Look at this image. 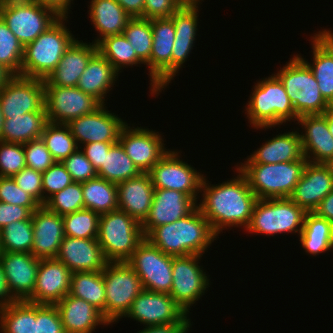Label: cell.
I'll list each match as a JSON object with an SVG mask.
<instances>
[{
  "label": "cell",
  "mask_w": 333,
  "mask_h": 333,
  "mask_svg": "<svg viewBox=\"0 0 333 333\" xmlns=\"http://www.w3.org/2000/svg\"><path fill=\"white\" fill-rule=\"evenodd\" d=\"M235 171V178L215 185L205 176L201 185L202 198L197 207L218 236L232 227L246 229L257 201L246 177L236 167Z\"/></svg>",
  "instance_id": "cell-1"
},
{
  "label": "cell",
  "mask_w": 333,
  "mask_h": 333,
  "mask_svg": "<svg viewBox=\"0 0 333 333\" xmlns=\"http://www.w3.org/2000/svg\"><path fill=\"white\" fill-rule=\"evenodd\" d=\"M33 239L31 217L12 222L0 230V252L31 253Z\"/></svg>",
  "instance_id": "cell-44"
},
{
  "label": "cell",
  "mask_w": 333,
  "mask_h": 333,
  "mask_svg": "<svg viewBox=\"0 0 333 333\" xmlns=\"http://www.w3.org/2000/svg\"><path fill=\"white\" fill-rule=\"evenodd\" d=\"M69 294L93 305L105 319L106 295L102 271L73 272Z\"/></svg>",
  "instance_id": "cell-38"
},
{
  "label": "cell",
  "mask_w": 333,
  "mask_h": 333,
  "mask_svg": "<svg viewBox=\"0 0 333 333\" xmlns=\"http://www.w3.org/2000/svg\"><path fill=\"white\" fill-rule=\"evenodd\" d=\"M202 256L187 255L172 259L173 281L169 295L186 314L190 313V308L206 293V288L210 287L209 276L199 265Z\"/></svg>",
  "instance_id": "cell-11"
},
{
  "label": "cell",
  "mask_w": 333,
  "mask_h": 333,
  "mask_svg": "<svg viewBox=\"0 0 333 333\" xmlns=\"http://www.w3.org/2000/svg\"><path fill=\"white\" fill-rule=\"evenodd\" d=\"M24 46L0 17V64L13 75L21 76Z\"/></svg>",
  "instance_id": "cell-46"
},
{
  "label": "cell",
  "mask_w": 333,
  "mask_h": 333,
  "mask_svg": "<svg viewBox=\"0 0 333 333\" xmlns=\"http://www.w3.org/2000/svg\"><path fill=\"white\" fill-rule=\"evenodd\" d=\"M141 173L119 142L111 146L108 154H105L103 165L97 170V176L116 184Z\"/></svg>",
  "instance_id": "cell-40"
},
{
  "label": "cell",
  "mask_w": 333,
  "mask_h": 333,
  "mask_svg": "<svg viewBox=\"0 0 333 333\" xmlns=\"http://www.w3.org/2000/svg\"><path fill=\"white\" fill-rule=\"evenodd\" d=\"M154 189L149 173L117 183L118 209L142 223L153 203Z\"/></svg>",
  "instance_id": "cell-29"
},
{
  "label": "cell",
  "mask_w": 333,
  "mask_h": 333,
  "mask_svg": "<svg viewBox=\"0 0 333 333\" xmlns=\"http://www.w3.org/2000/svg\"><path fill=\"white\" fill-rule=\"evenodd\" d=\"M16 301L7 287L6 277L0 262V309Z\"/></svg>",
  "instance_id": "cell-62"
},
{
  "label": "cell",
  "mask_w": 333,
  "mask_h": 333,
  "mask_svg": "<svg viewBox=\"0 0 333 333\" xmlns=\"http://www.w3.org/2000/svg\"><path fill=\"white\" fill-rule=\"evenodd\" d=\"M306 211L290 198L257 199L245 231L275 236L302 232Z\"/></svg>",
  "instance_id": "cell-8"
},
{
  "label": "cell",
  "mask_w": 333,
  "mask_h": 333,
  "mask_svg": "<svg viewBox=\"0 0 333 333\" xmlns=\"http://www.w3.org/2000/svg\"><path fill=\"white\" fill-rule=\"evenodd\" d=\"M254 85L245 106L246 118L254 129H272L298 120L283 84L273 73Z\"/></svg>",
  "instance_id": "cell-3"
},
{
  "label": "cell",
  "mask_w": 333,
  "mask_h": 333,
  "mask_svg": "<svg viewBox=\"0 0 333 333\" xmlns=\"http://www.w3.org/2000/svg\"><path fill=\"white\" fill-rule=\"evenodd\" d=\"M197 202L183 192L170 189H154V198L148 216L141 223L146 236L159 225L170 224L190 214Z\"/></svg>",
  "instance_id": "cell-22"
},
{
  "label": "cell",
  "mask_w": 333,
  "mask_h": 333,
  "mask_svg": "<svg viewBox=\"0 0 333 333\" xmlns=\"http://www.w3.org/2000/svg\"><path fill=\"white\" fill-rule=\"evenodd\" d=\"M295 124L301 125L302 131L304 129L300 137L308 162L325 164L333 158V137L323 114L299 116Z\"/></svg>",
  "instance_id": "cell-27"
},
{
  "label": "cell",
  "mask_w": 333,
  "mask_h": 333,
  "mask_svg": "<svg viewBox=\"0 0 333 333\" xmlns=\"http://www.w3.org/2000/svg\"><path fill=\"white\" fill-rule=\"evenodd\" d=\"M98 52L105 57L118 73L121 69L143 64L124 34L104 37L97 43Z\"/></svg>",
  "instance_id": "cell-41"
},
{
  "label": "cell",
  "mask_w": 333,
  "mask_h": 333,
  "mask_svg": "<svg viewBox=\"0 0 333 333\" xmlns=\"http://www.w3.org/2000/svg\"><path fill=\"white\" fill-rule=\"evenodd\" d=\"M26 167L23 144L0 141V177H10Z\"/></svg>",
  "instance_id": "cell-48"
},
{
  "label": "cell",
  "mask_w": 333,
  "mask_h": 333,
  "mask_svg": "<svg viewBox=\"0 0 333 333\" xmlns=\"http://www.w3.org/2000/svg\"><path fill=\"white\" fill-rule=\"evenodd\" d=\"M0 17L24 47L60 18L33 0L0 2Z\"/></svg>",
  "instance_id": "cell-10"
},
{
  "label": "cell",
  "mask_w": 333,
  "mask_h": 333,
  "mask_svg": "<svg viewBox=\"0 0 333 333\" xmlns=\"http://www.w3.org/2000/svg\"><path fill=\"white\" fill-rule=\"evenodd\" d=\"M45 86L42 79L14 75L0 89V105L4 119L28 112L45 111Z\"/></svg>",
  "instance_id": "cell-15"
},
{
  "label": "cell",
  "mask_w": 333,
  "mask_h": 333,
  "mask_svg": "<svg viewBox=\"0 0 333 333\" xmlns=\"http://www.w3.org/2000/svg\"><path fill=\"white\" fill-rule=\"evenodd\" d=\"M150 93L158 96L172 81V48L175 27L171 18L151 19Z\"/></svg>",
  "instance_id": "cell-14"
},
{
  "label": "cell",
  "mask_w": 333,
  "mask_h": 333,
  "mask_svg": "<svg viewBox=\"0 0 333 333\" xmlns=\"http://www.w3.org/2000/svg\"><path fill=\"white\" fill-rule=\"evenodd\" d=\"M12 178L22 190L43 205L42 172L25 167Z\"/></svg>",
  "instance_id": "cell-54"
},
{
  "label": "cell",
  "mask_w": 333,
  "mask_h": 333,
  "mask_svg": "<svg viewBox=\"0 0 333 333\" xmlns=\"http://www.w3.org/2000/svg\"><path fill=\"white\" fill-rule=\"evenodd\" d=\"M123 34L134 48L138 59L148 67V75L150 76V56L153 41L151 19L131 18Z\"/></svg>",
  "instance_id": "cell-43"
},
{
  "label": "cell",
  "mask_w": 333,
  "mask_h": 333,
  "mask_svg": "<svg viewBox=\"0 0 333 333\" xmlns=\"http://www.w3.org/2000/svg\"><path fill=\"white\" fill-rule=\"evenodd\" d=\"M26 167L44 172L56 161L41 138L23 144Z\"/></svg>",
  "instance_id": "cell-51"
},
{
  "label": "cell",
  "mask_w": 333,
  "mask_h": 333,
  "mask_svg": "<svg viewBox=\"0 0 333 333\" xmlns=\"http://www.w3.org/2000/svg\"><path fill=\"white\" fill-rule=\"evenodd\" d=\"M44 206L62 216L83 209L82 183L72 182L66 188L50 196Z\"/></svg>",
  "instance_id": "cell-47"
},
{
  "label": "cell",
  "mask_w": 333,
  "mask_h": 333,
  "mask_svg": "<svg viewBox=\"0 0 333 333\" xmlns=\"http://www.w3.org/2000/svg\"><path fill=\"white\" fill-rule=\"evenodd\" d=\"M102 104L92 113L71 120L67 126L79 148L86 143H116L123 126L127 123Z\"/></svg>",
  "instance_id": "cell-19"
},
{
  "label": "cell",
  "mask_w": 333,
  "mask_h": 333,
  "mask_svg": "<svg viewBox=\"0 0 333 333\" xmlns=\"http://www.w3.org/2000/svg\"><path fill=\"white\" fill-rule=\"evenodd\" d=\"M3 125H4V116H3V113L1 110V105H0V136H1Z\"/></svg>",
  "instance_id": "cell-67"
},
{
  "label": "cell",
  "mask_w": 333,
  "mask_h": 333,
  "mask_svg": "<svg viewBox=\"0 0 333 333\" xmlns=\"http://www.w3.org/2000/svg\"><path fill=\"white\" fill-rule=\"evenodd\" d=\"M97 52V44L76 39L56 68L43 80L44 86L77 87L81 74Z\"/></svg>",
  "instance_id": "cell-26"
},
{
  "label": "cell",
  "mask_w": 333,
  "mask_h": 333,
  "mask_svg": "<svg viewBox=\"0 0 333 333\" xmlns=\"http://www.w3.org/2000/svg\"><path fill=\"white\" fill-rule=\"evenodd\" d=\"M325 165L329 168L330 170V174L332 175L333 177V158L329 159Z\"/></svg>",
  "instance_id": "cell-65"
},
{
  "label": "cell",
  "mask_w": 333,
  "mask_h": 333,
  "mask_svg": "<svg viewBox=\"0 0 333 333\" xmlns=\"http://www.w3.org/2000/svg\"><path fill=\"white\" fill-rule=\"evenodd\" d=\"M114 143H86L80 149L84 152L87 159L93 164L96 171L103 165L105 154H108Z\"/></svg>",
  "instance_id": "cell-57"
},
{
  "label": "cell",
  "mask_w": 333,
  "mask_h": 333,
  "mask_svg": "<svg viewBox=\"0 0 333 333\" xmlns=\"http://www.w3.org/2000/svg\"><path fill=\"white\" fill-rule=\"evenodd\" d=\"M301 247L311 257L333 250V223L307 212L302 232L299 234Z\"/></svg>",
  "instance_id": "cell-36"
},
{
  "label": "cell",
  "mask_w": 333,
  "mask_h": 333,
  "mask_svg": "<svg viewBox=\"0 0 333 333\" xmlns=\"http://www.w3.org/2000/svg\"><path fill=\"white\" fill-rule=\"evenodd\" d=\"M193 322H174L171 324H162L143 327L137 333H188Z\"/></svg>",
  "instance_id": "cell-58"
},
{
  "label": "cell",
  "mask_w": 333,
  "mask_h": 333,
  "mask_svg": "<svg viewBox=\"0 0 333 333\" xmlns=\"http://www.w3.org/2000/svg\"><path fill=\"white\" fill-rule=\"evenodd\" d=\"M40 138L56 162H62L79 148L67 124L48 122Z\"/></svg>",
  "instance_id": "cell-42"
},
{
  "label": "cell",
  "mask_w": 333,
  "mask_h": 333,
  "mask_svg": "<svg viewBox=\"0 0 333 333\" xmlns=\"http://www.w3.org/2000/svg\"><path fill=\"white\" fill-rule=\"evenodd\" d=\"M182 5L180 0H145L143 18H170Z\"/></svg>",
  "instance_id": "cell-55"
},
{
  "label": "cell",
  "mask_w": 333,
  "mask_h": 333,
  "mask_svg": "<svg viewBox=\"0 0 333 333\" xmlns=\"http://www.w3.org/2000/svg\"><path fill=\"white\" fill-rule=\"evenodd\" d=\"M7 287L16 301L28 300L34 291L40 259L32 253L0 252Z\"/></svg>",
  "instance_id": "cell-21"
},
{
  "label": "cell",
  "mask_w": 333,
  "mask_h": 333,
  "mask_svg": "<svg viewBox=\"0 0 333 333\" xmlns=\"http://www.w3.org/2000/svg\"><path fill=\"white\" fill-rule=\"evenodd\" d=\"M0 202L27 207L31 212L40 204L10 177H0Z\"/></svg>",
  "instance_id": "cell-49"
},
{
  "label": "cell",
  "mask_w": 333,
  "mask_h": 333,
  "mask_svg": "<svg viewBox=\"0 0 333 333\" xmlns=\"http://www.w3.org/2000/svg\"><path fill=\"white\" fill-rule=\"evenodd\" d=\"M84 208L99 215L118 210L117 184L96 176L82 182Z\"/></svg>",
  "instance_id": "cell-37"
},
{
  "label": "cell",
  "mask_w": 333,
  "mask_h": 333,
  "mask_svg": "<svg viewBox=\"0 0 333 333\" xmlns=\"http://www.w3.org/2000/svg\"><path fill=\"white\" fill-rule=\"evenodd\" d=\"M323 115L327 118L328 128L333 137V111L329 109Z\"/></svg>",
  "instance_id": "cell-64"
},
{
  "label": "cell",
  "mask_w": 333,
  "mask_h": 333,
  "mask_svg": "<svg viewBox=\"0 0 333 333\" xmlns=\"http://www.w3.org/2000/svg\"><path fill=\"white\" fill-rule=\"evenodd\" d=\"M183 2V4H200L204 0H180Z\"/></svg>",
  "instance_id": "cell-66"
},
{
  "label": "cell",
  "mask_w": 333,
  "mask_h": 333,
  "mask_svg": "<svg viewBox=\"0 0 333 333\" xmlns=\"http://www.w3.org/2000/svg\"><path fill=\"white\" fill-rule=\"evenodd\" d=\"M72 273L56 258L40 259L34 291L27 301L55 305L70 293Z\"/></svg>",
  "instance_id": "cell-20"
},
{
  "label": "cell",
  "mask_w": 333,
  "mask_h": 333,
  "mask_svg": "<svg viewBox=\"0 0 333 333\" xmlns=\"http://www.w3.org/2000/svg\"><path fill=\"white\" fill-rule=\"evenodd\" d=\"M66 21L68 17H60L24 47L21 76L45 80L56 68L65 51L78 39L67 28Z\"/></svg>",
  "instance_id": "cell-4"
},
{
  "label": "cell",
  "mask_w": 333,
  "mask_h": 333,
  "mask_svg": "<svg viewBox=\"0 0 333 333\" xmlns=\"http://www.w3.org/2000/svg\"><path fill=\"white\" fill-rule=\"evenodd\" d=\"M55 258L72 272L102 271L108 263L97 239L68 236H64Z\"/></svg>",
  "instance_id": "cell-23"
},
{
  "label": "cell",
  "mask_w": 333,
  "mask_h": 333,
  "mask_svg": "<svg viewBox=\"0 0 333 333\" xmlns=\"http://www.w3.org/2000/svg\"><path fill=\"white\" fill-rule=\"evenodd\" d=\"M119 75L111 63L97 52L81 74L77 87L106 105L107 93L113 89Z\"/></svg>",
  "instance_id": "cell-33"
},
{
  "label": "cell",
  "mask_w": 333,
  "mask_h": 333,
  "mask_svg": "<svg viewBox=\"0 0 333 333\" xmlns=\"http://www.w3.org/2000/svg\"><path fill=\"white\" fill-rule=\"evenodd\" d=\"M274 75L283 84L298 117L329 110L312 70L297 54Z\"/></svg>",
  "instance_id": "cell-6"
},
{
  "label": "cell",
  "mask_w": 333,
  "mask_h": 333,
  "mask_svg": "<svg viewBox=\"0 0 333 333\" xmlns=\"http://www.w3.org/2000/svg\"><path fill=\"white\" fill-rule=\"evenodd\" d=\"M35 333H66L55 305L36 304Z\"/></svg>",
  "instance_id": "cell-53"
},
{
  "label": "cell",
  "mask_w": 333,
  "mask_h": 333,
  "mask_svg": "<svg viewBox=\"0 0 333 333\" xmlns=\"http://www.w3.org/2000/svg\"><path fill=\"white\" fill-rule=\"evenodd\" d=\"M33 247L31 253L38 259L55 258L64 239L63 218L40 205L31 215Z\"/></svg>",
  "instance_id": "cell-24"
},
{
  "label": "cell",
  "mask_w": 333,
  "mask_h": 333,
  "mask_svg": "<svg viewBox=\"0 0 333 333\" xmlns=\"http://www.w3.org/2000/svg\"><path fill=\"white\" fill-rule=\"evenodd\" d=\"M36 303L14 301L0 309V333H35Z\"/></svg>",
  "instance_id": "cell-39"
},
{
  "label": "cell",
  "mask_w": 333,
  "mask_h": 333,
  "mask_svg": "<svg viewBox=\"0 0 333 333\" xmlns=\"http://www.w3.org/2000/svg\"><path fill=\"white\" fill-rule=\"evenodd\" d=\"M105 284V320L115 324L124 318L134 299L144 290L142 282L127 262H108L102 270Z\"/></svg>",
  "instance_id": "cell-9"
},
{
  "label": "cell",
  "mask_w": 333,
  "mask_h": 333,
  "mask_svg": "<svg viewBox=\"0 0 333 333\" xmlns=\"http://www.w3.org/2000/svg\"><path fill=\"white\" fill-rule=\"evenodd\" d=\"M314 213L333 223V190L319 203Z\"/></svg>",
  "instance_id": "cell-60"
},
{
  "label": "cell",
  "mask_w": 333,
  "mask_h": 333,
  "mask_svg": "<svg viewBox=\"0 0 333 333\" xmlns=\"http://www.w3.org/2000/svg\"><path fill=\"white\" fill-rule=\"evenodd\" d=\"M138 321L143 327L191 322L189 315L175 302L168 293L153 292L144 289L132 302L125 315Z\"/></svg>",
  "instance_id": "cell-17"
},
{
  "label": "cell",
  "mask_w": 333,
  "mask_h": 333,
  "mask_svg": "<svg viewBox=\"0 0 333 333\" xmlns=\"http://www.w3.org/2000/svg\"><path fill=\"white\" fill-rule=\"evenodd\" d=\"M172 259L173 256L163 253L145 238L127 263L139 276L144 289L170 294Z\"/></svg>",
  "instance_id": "cell-13"
},
{
  "label": "cell",
  "mask_w": 333,
  "mask_h": 333,
  "mask_svg": "<svg viewBox=\"0 0 333 333\" xmlns=\"http://www.w3.org/2000/svg\"><path fill=\"white\" fill-rule=\"evenodd\" d=\"M48 122L46 112H28L4 119L0 141L24 144L39 139Z\"/></svg>",
  "instance_id": "cell-35"
},
{
  "label": "cell",
  "mask_w": 333,
  "mask_h": 333,
  "mask_svg": "<svg viewBox=\"0 0 333 333\" xmlns=\"http://www.w3.org/2000/svg\"><path fill=\"white\" fill-rule=\"evenodd\" d=\"M144 239L141 223L126 212L100 215L97 240L108 262H127Z\"/></svg>",
  "instance_id": "cell-7"
},
{
  "label": "cell",
  "mask_w": 333,
  "mask_h": 333,
  "mask_svg": "<svg viewBox=\"0 0 333 333\" xmlns=\"http://www.w3.org/2000/svg\"><path fill=\"white\" fill-rule=\"evenodd\" d=\"M31 215L27 207L0 202V230L12 222L28 220Z\"/></svg>",
  "instance_id": "cell-56"
},
{
  "label": "cell",
  "mask_w": 333,
  "mask_h": 333,
  "mask_svg": "<svg viewBox=\"0 0 333 333\" xmlns=\"http://www.w3.org/2000/svg\"><path fill=\"white\" fill-rule=\"evenodd\" d=\"M45 111L48 121L68 124L97 110L102 104L78 87L45 86Z\"/></svg>",
  "instance_id": "cell-18"
},
{
  "label": "cell",
  "mask_w": 333,
  "mask_h": 333,
  "mask_svg": "<svg viewBox=\"0 0 333 333\" xmlns=\"http://www.w3.org/2000/svg\"><path fill=\"white\" fill-rule=\"evenodd\" d=\"M14 75L0 64V89L6 85Z\"/></svg>",
  "instance_id": "cell-63"
},
{
  "label": "cell",
  "mask_w": 333,
  "mask_h": 333,
  "mask_svg": "<svg viewBox=\"0 0 333 333\" xmlns=\"http://www.w3.org/2000/svg\"><path fill=\"white\" fill-rule=\"evenodd\" d=\"M125 12L132 18H143L145 0H115Z\"/></svg>",
  "instance_id": "cell-61"
},
{
  "label": "cell",
  "mask_w": 333,
  "mask_h": 333,
  "mask_svg": "<svg viewBox=\"0 0 333 333\" xmlns=\"http://www.w3.org/2000/svg\"><path fill=\"white\" fill-rule=\"evenodd\" d=\"M180 151L170 149L148 172L154 188L177 190L190 195L196 202L205 177L182 160ZM181 158V159H180ZM198 196V197H197Z\"/></svg>",
  "instance_id": "cell-12"
},
{
  "label": "cell",
  "mask_w": 333,
  "mask_h": 333,
  "mask_svg": "<svg viewBox=\"0 0 333 333\" xmlns=\"http://www.w3.org/2000/svg\"><path fill=\"white\" fill-rule=\"evenodd\" d=\"M333 190V177L323 163L307 162L303 174L289 197L306 212H314Z\"/></svg>",
  "instance_id": "cell-25"
},
{
  "label": "cell",
  "mask_w": 333,
  "mask_h": 333,
  "mask_svg": "<svg viewBox=\"0 0 333 333\" xmlns=\"http://www.w3.org/2000/svg\"><path fill=\"white\" fill-rule=\"evenodd\" d=\"M312 62L297 54L312 70L323 98L330 103L333 99V32L322 29L311 36ZM312 63V64H311Z\"/></svg>",
  "instance_id": "cell-30"
},
{
  "label": "cell",
  "mask_w": 333,
  "mask_h": 333,
  "mask_svg": "<svg viewBox=\"0 0 333 333\" xmlns=\"http://www.w3.org/2000/svg\"><path fill=\"white\" fill-rule=\"evenodd\" d=\"M88 18L97 30L92 42L97 44L104 37L123 34L128 21L132 18L115 0H91Z\"/></svg>",
  "instance_id": "cell-34"
},
{
  "label": "cell",
  "mask_w": 333,
  "mask_h": 333,
  "mask_svg": "<svg viewBox=\"0 0 333 333\" xmlns=\"http://www.w3.org/2000/svg\"><path fill=\"white\" fill-rule=\"evenodd\" d=\"M200 4H183L170 18L175 27L172 48V81L187 61L194 47Z\"/></svg>",
  "instance_id": "cell-28"
},
{
  "label": "cell",
  "mask_w": 333,
  "mask_h": 333,
  "mask_svg": "<svg viewBox=\"0 0 333 333\" xmlns=\"http://www.w3.org/2000/svg\"><path fill=\"white\" fill-rule=\"evenodd\" d=\"M63 218L64 236L97 239L100 215L90 209L83 208L65 214Z\"/></svg>",
  "instance_id": "cell-45"
},
{
  "label": "cell",
  "mask_w": 333,
  "mask_h": 333,
  "mask_svg": "<svg viewBox=\"0 0 333 333\" xmlns=\"http://www.w3.org/2000/svg\"><path fill=\"white\" fill-rule=\"evenodd\" d=\"M279 133L266 140L260 148L249 155L243 163L276 164L297 160H307L303 153L300 133L296 131Z\"/></svg>",
  "instance_id": "cell-32"
},
{
  "label": "cell",
  "mask_w": 333,
  "mask_h": 333,
  "mask_svg": "<svg viewBox=\"0 0 333 333\" xmlns=\"http://www.w3.org/2000/svg\"><path fill=\"white\" fill-rule=\"evenodd\" d=\"M329 109L333 111V99H332V101L329 103Z\"/></svg>",
  "instance_id": "cell-68"
},
{
  "label": "cell",
  "mask_w": 333,
  "mask_h": 333,
  "mask_svg": "<svg viewBox=\"0 0 333 333\" xmlns=\"http://www.w3.org/2000/svg\"><path fill=\"white\" fill-rule=\"evenodd\" d=\"M55 306L66 333H92L97 326L110 325L97 308L70 294H67Z\"/></svg>",
  "instance_id": "cell-31"
},
{
  "label": "cell",
  "mask_w": 333,
  "mask_h": 333,
  "mask_svg": "<svg viewBox=\"0 0 333 333\" xmlns=\"http://www.w3.org/2000/svg\"><path fill=\"white\" fill-rule=\"evenodd\" d=\"M41 6L53 10L59 17H67L73 0H33ZM72 1V3H71Z\"/></svg>",
  "instance_id": "cell-59"
},
{
  "label": "cell",
  "mask_w": 333,
  "mask_h": 333,
  "mask_svg": "<svg viewBox=\"0 0 333 333\" xmlns=\"http://www.w3.org/2000/svg\"><path fill=\"white\" fill-rule=\"evenodd\" d=\"M217 237L198 207L184 218L153 228L145 236L151 244L173 257L203 255Z\"/></svg>",
  "instance_id": "cell-2"
},
{
  "label": "cell",
  "mask_w": 333,
  "mask_h": 333,
  "mask_svg": "<svg viewBox=\"0 0 333 333\" xmlns=\"http://www.w3.org/2000/svg\"><path fill=\"white\" fill-rule=\"evenodd\" d=\"M72 182L70 174L61 162H55L42 172L43 205L50 196L66 188Z\"/></svg>",
  "instance_id": "cell-50"
},
{
  "label": "cell",
  "mask_w": 333,
  "mask_h": 333,
  "mask_svg": "<svg viewBox=\"0 0 333 333\" xmlns=\"http://www.w3.org/2000/svg\"><path fill=\"white\" fill-rule=\"evenodd\" d=\"M308 160L276 164H237L257 199L289 198L300 180Z\"/></svg>",
  "instance_id": "cell-5"
},
{
  "label": "cell",
  "mask_w": 333,
  "mask_h": 333,
  "mask_svg": "<svg viewBox=\"0 0 333 333\" xmlns=\"http://www.w3.org/2000/svg\"><path fill=\"white\" fill-rule=\"evenodd\" d=\"M6 1H10V0H0V2H6Z\"/></svg>",
  "instance_id": "cell-69"
},
{
  "label": "cell",
  "mask_w": 333,
  "mask_h": 333,
  "mask_svg": "<svg viewBox=\"0 0 333 333\" xmlns=\"http://www.w3.org/2000/svg\"><path fill=\"white\" fill-rule=\"evenodd\" d=\"M61 163L67 169L73 182L82 183L97 176V171L93 164L87 159L80 148Z\"/></svg>",
  "instance_id": "cell-52"
},
{
  "label": "cell",
  "mask_w": 333,
  "mask_h": 333,
  "mask_svg": "<svg viewBox=\"0 0 333 333\" xmlns=\"http://www.w3.org/2000/svg\"><path fill=\"white\" fill-rule=\"evenodd\" d=\"M126 123L120 131L118 142L127 156L142 173H148L169 151L162 134L149 128L134 127Z\"/></svg>",
  "instance_id": "cell-16"
}]
</instances>
